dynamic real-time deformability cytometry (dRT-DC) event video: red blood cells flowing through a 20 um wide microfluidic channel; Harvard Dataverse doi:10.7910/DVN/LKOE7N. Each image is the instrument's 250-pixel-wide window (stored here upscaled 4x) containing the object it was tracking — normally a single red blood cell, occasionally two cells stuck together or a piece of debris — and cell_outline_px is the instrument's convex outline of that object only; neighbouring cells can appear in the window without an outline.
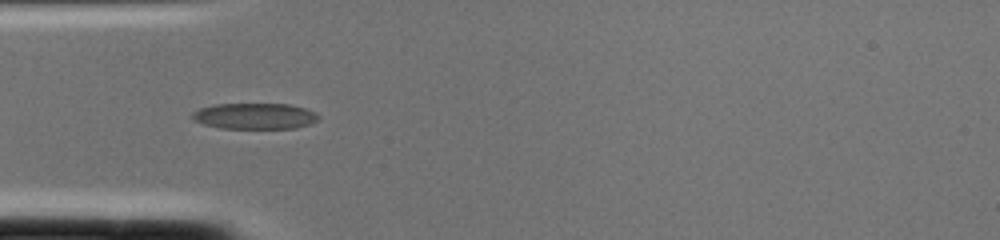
{"species": "common noctule bat (a hibernating species)", "species_latin": "Nyctalus noctula", "temperature_condition": "cold", "stored_images_in_passage": 1, "camera_frame_rate_fps": 3000, "um_per_image_px": 0.085, "animal": {"sex": "female", "body_mass_g": 22.0, "forearm_length_mm": 56.7}, "frame": {"image": 1, "passage_image": 1, "time_ms": 0.0, "image_size_px": [1000, 240], "cell_outline_px": [[320, 120], [296, 128], [220, 128], [204, 124], [192, 120], [192, 112], [200, 108], [212, 104], [288, 104], [304, 108], [316, 112], [320, 116]], "centroid_in_image_um": [21.65, 9.86], "position_along_channel_um": 63.3, "area_um2": 19.19}}